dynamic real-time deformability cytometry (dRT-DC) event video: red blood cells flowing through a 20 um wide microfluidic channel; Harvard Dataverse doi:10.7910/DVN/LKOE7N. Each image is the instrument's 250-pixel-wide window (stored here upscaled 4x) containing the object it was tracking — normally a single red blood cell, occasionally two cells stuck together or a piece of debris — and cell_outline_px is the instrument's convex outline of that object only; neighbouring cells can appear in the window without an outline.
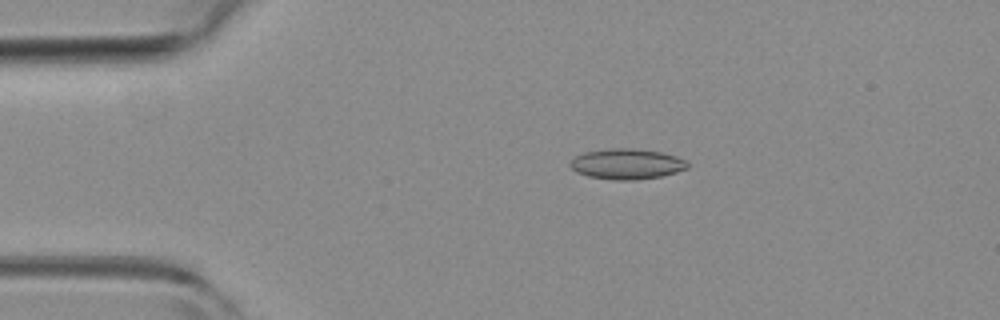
{"species": "common noctule bat (a hibernating species)", "species_latin": "Nyctalus noctula", "temperature_condition": "room temperature", "stored_images_in_passage": 51, "camera_frame_rate_fps": 3000, "um_per_image_px": 0.085, "animal": {"sex": "female", "body_mass_g": 19.3, "forearm_length_mm": 54.1}, "frame": {"image": 1, "passage_image": 10, "time_ms": 3.0, "image_size_px": [1000, 320], "cell_outline_px": [[688, 168], [676, 172], [660, 176], [636, 180], [612, 180], [588, 176], [576, 172], [568, 164], [572, 156], [584, 152], [608, 148], [636, 148], [664, 152], [676, 156], [684, 160], [688, 164]], "centroid_in_image_um": [53.23, 13.92], "position_along_channel_um": 31.8, "area_um2": 21.15}}
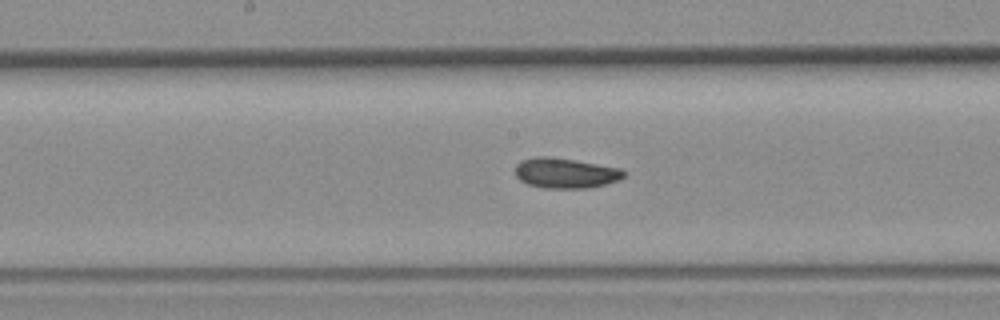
{"frame": {"image": 2, "passage_image": 26, "time_ms": 8.333, "image_size_px": [1000, 320], "cell_outline_px": [[628, 172], [620, 180], [588, 188], [544, 188], [528, 184], [520, 180], [516, 176], [516, 164], [520, 160], [536, 156], [548, 156], [620, 168]], "centroid_in_image_um": [48.06, 14.71], "position_along_channel_um": 200.1, "area_um2": 19.07}}
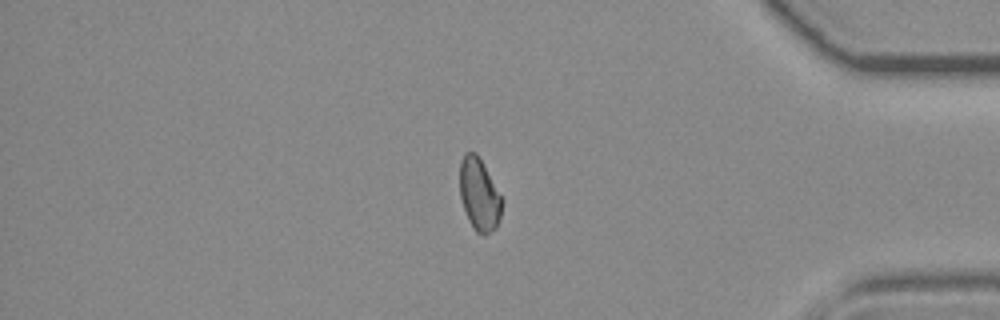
{"frame": {"image": 3, "passage_image": 43, "time_ms": 14.0, "image_size_px": [1000, 320], "cell_outline_px": [[504, 204], [496, 228], [484, 236], [476, 232], [472, 228], [468, 220], [460, 196], [460, 160], [464, 152], [476, 152], [504, 200]], "centroid_in_image_um": [40.74, 16.56], "position_along_channel_um": 394.5, "area_um2": 17.98}}